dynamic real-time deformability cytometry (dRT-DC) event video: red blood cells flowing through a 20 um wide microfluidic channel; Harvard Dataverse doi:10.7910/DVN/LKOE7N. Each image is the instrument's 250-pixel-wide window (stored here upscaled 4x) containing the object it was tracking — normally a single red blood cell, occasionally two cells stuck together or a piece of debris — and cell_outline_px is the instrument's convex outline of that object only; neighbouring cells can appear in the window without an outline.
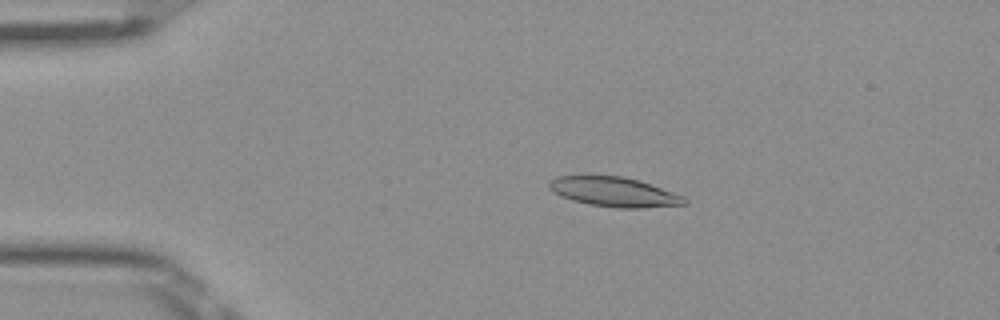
{"species": "Egyptian fruit bat (a non-hibernating species)", "species_latin": "Rousettus aegyptiacus", "temperature_condition": "room temperature", "stored_images_in_passage": 50, "camera_frame_rate_fps": 3000, "um_per_image_px": 0.085, "frame": {"image": 1, "passage_image": 10, "time_ms": 3.0, "image_size_px": [1000, 320], "cell_outline_px": [[688, 204], [644, 208], [616, 208], [588, 204], [572, 200], [560, 196], [552, 192], [548, 188], [548, 180], [556, 176], [588, 172], [624, 176], [640, 180], [684, 196], [688, 200]], "centroid_in_image_um": [52.11, 16.26], "position_along_channel_um": 32.9, "area_um2": 24.62}}
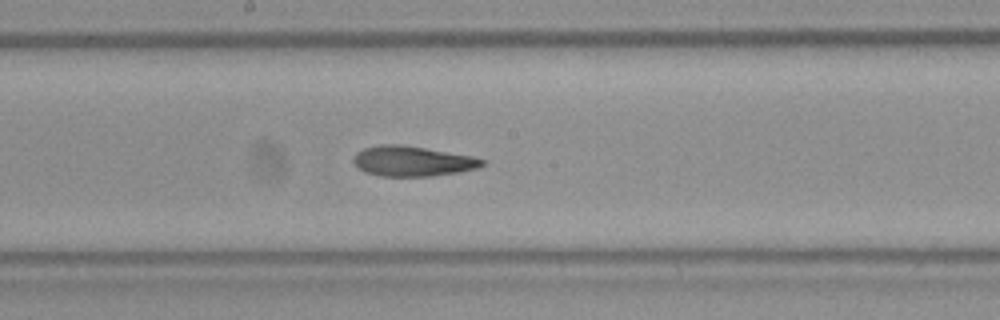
{"frame": {"image": 2, "passage_image": 27, "time_ms": 8.667, "image_size_px": [1000, 320], "cell_outline_px": [[488, 164], [480, 168], [460, 172], [432, 176], [380, 176], [364, 172], [352, 160], [352, 156], [356, 152], [364, 148], [380, 144], [400, 144], [472, 156], [484, 160]], "centroid_in_image_um": [35.07, 13.7], "position_along_channel_um": 213.1, "area_um2": 22.77}}
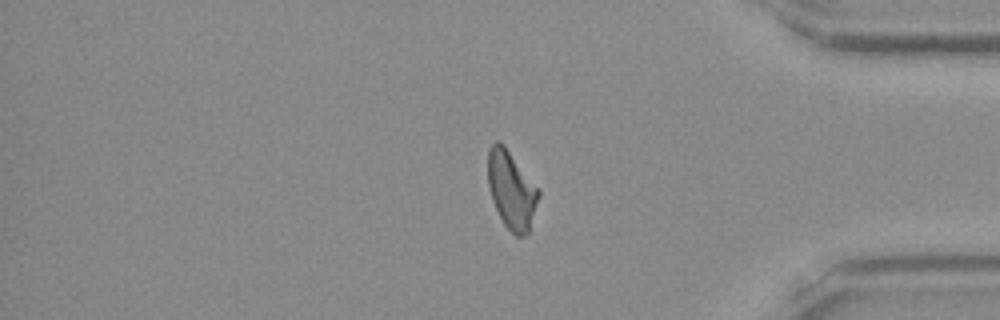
{"frame": {"image": 3, "passage_image": 42, "time_ms": 13.667, "image_size_px": [1000, 320], "cell_outline_px": [[540, 196], [528, 232], [524, 236], [516, 236], [504, 224], [492, 200], [488, 184], [488, 148], [496, 140], [500, 140], [504, 144], [540, 188]], "centroid_in_image_um": [43.49, 16.1], "position_along_channel_um": 391.7, "area_um2": 23.18}, "authors_computed_cell_mechanics": {"area_um2": 23.12, "velocity_mm_per_s": 4.0269, "shape_relaxation_time_tau1_ms": 8.1172, "shape_relaxation_time_tau2_ms": 3.508, "deformation_change_tau1": 0.2175, "deformation_change_tau2": 0.1198}}